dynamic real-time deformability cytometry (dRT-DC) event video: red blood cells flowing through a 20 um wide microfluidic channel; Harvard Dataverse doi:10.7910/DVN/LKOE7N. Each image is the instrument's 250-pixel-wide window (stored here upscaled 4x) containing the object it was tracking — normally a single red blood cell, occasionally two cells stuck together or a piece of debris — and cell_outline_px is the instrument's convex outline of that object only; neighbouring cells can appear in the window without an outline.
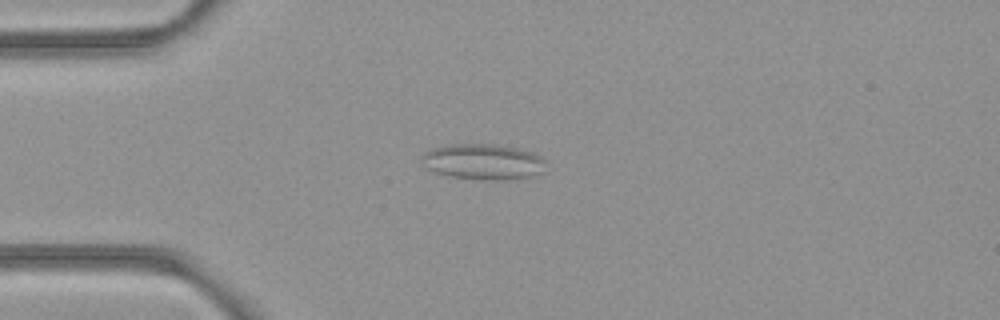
{"species": "common noctule bat (a hibernating species)", "species_latin": "Nyctalus noctula", "temperature_condition": "room temperature", "stored_images_in_passage": 48, "camera_frame_rate_fps": 3000, "um_per_image_px": 0.085, "animal": {"sex": "female", "body_mass_g": 21.9}, "frame": {"image": 1, "passage_image": 10, "time_ms": 3.0, "image_size_px": [1000, 320], "cell_outline_px": [[544, 172], [532, 176], [508, 180], [484, 180], [448, 176], [436, 172], [428, 168], [420, 160], [424, 152], [432, 148], [448, 144], [492, 144], [516, 148], [532, 152], [540, 156], [544, 160]], "centroid_in_image_um": [41.06, 13.75], "position_along_channel_um": 43.9, "area_um2": 25.89}}
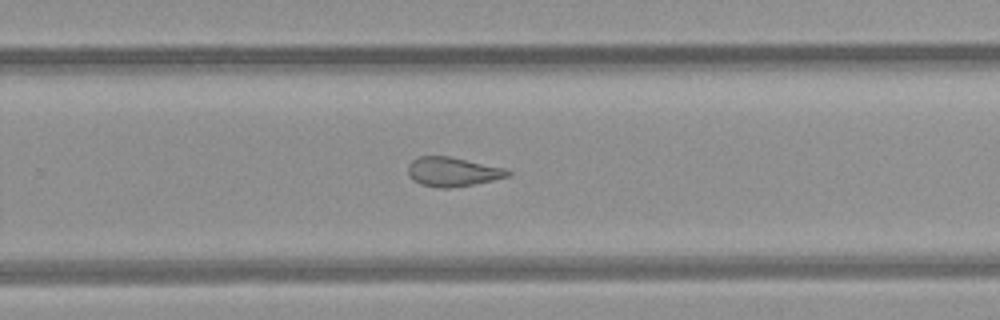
{"frame": {"image": 2, "passage_image": 30, "time_ms": 9.667, "image_size_px": [1000, 320], "cell_outline_px": [[512, 176], [452, 188], [440, 188], [420, 184], [408, 172], [408, 164], [412, 160], [420, 156], [448, 156], [504, 168], [512, 172]], "centroid_in_image_um": [38.5, 14.6], "position_along_channel_um": 291.3, "area_um2": 16.76}}
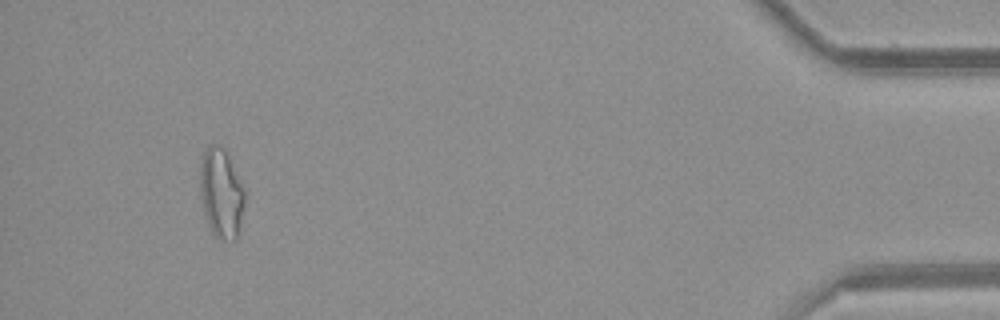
{"frame": {"image": 3, "passage_image": 45, "time_ms": 14.667, "image_size_px": [1000, 320], "cell_outline_px": [[244, 204], [240, 224], [236, 240], [224, 240], [216, 236], [212, 232], [204, 212], [200, 188], [200, 164], [204, 152], [208, 144], [220, 144], [224, 148], [228, 156], [244, 192]], "centroid_in_image_um": [18.78, 16.4], "position_along_channel_um": 416.4, "area_um2": 22.77}, "authors_computed_cell_mechanics": {"area_um2": 19.6231, "velocity_mm_per_s": 4.0047, "shape_relaxation_time_tau1_ms": null, "shape_relaxation_time_tau2_ms": 2.0085, "deformation_change_tau1": null, "deformation_change_tau2": 0.1065}}